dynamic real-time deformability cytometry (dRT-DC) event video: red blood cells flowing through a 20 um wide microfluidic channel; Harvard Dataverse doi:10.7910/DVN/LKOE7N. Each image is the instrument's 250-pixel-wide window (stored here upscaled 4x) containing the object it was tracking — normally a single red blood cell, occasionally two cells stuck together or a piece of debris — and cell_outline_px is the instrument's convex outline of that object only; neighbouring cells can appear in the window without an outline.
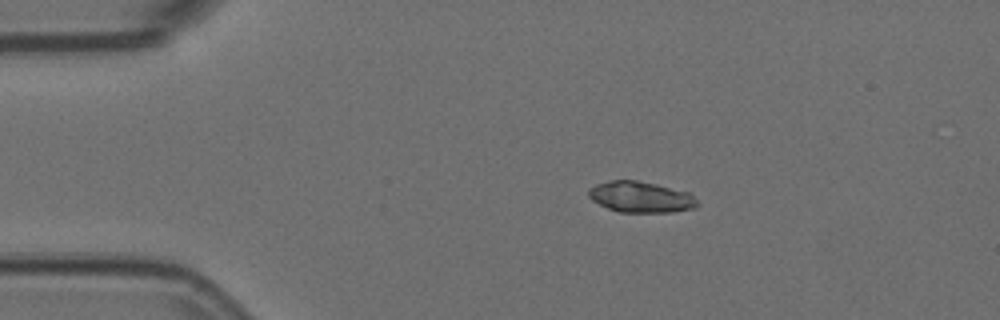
{"species": "Egyptian fruit bat (a non-hibernating species)", "species_latin": "Rousettus aegyptiacus", "temperature_condition": "room temperature", "stored_images_in_passage": 48, "camera_frame_rate_fps": 3000, "um_per_image_px": 0.085, "animal": {"sex": "female"}, "frame": {"image": 1, "passage_image": 1, "time_ms": 0.0, "image_size_px": [1000, 320], "cell_outline_px": [[696, 208], [672, 212], [620, 212], [608, 208], [592, 200], [588, 196], [588, 188], [596, 184], [612, 180], [636, 180], [656, 184], [688, 192], [696, 200]], "centroid_in_image_um": [54.43, 16.74], "position_along_channel_um": 30.6, "area_um2": 19.48}}